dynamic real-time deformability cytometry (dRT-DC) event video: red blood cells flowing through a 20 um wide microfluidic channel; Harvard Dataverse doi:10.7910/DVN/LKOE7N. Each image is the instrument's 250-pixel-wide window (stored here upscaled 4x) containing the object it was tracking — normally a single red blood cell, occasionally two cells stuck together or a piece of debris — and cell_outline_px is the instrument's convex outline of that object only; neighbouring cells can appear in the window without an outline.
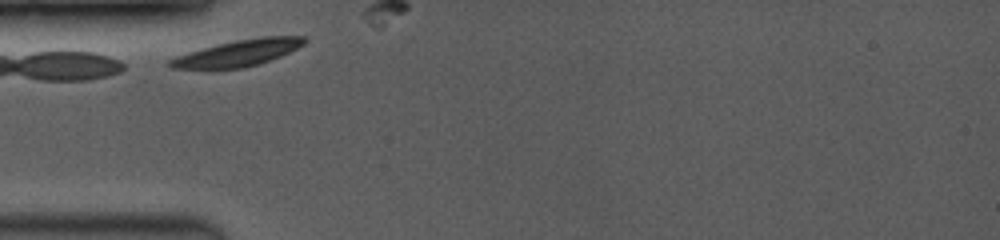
{"species": "common noctule bat (a hibernating species)", "species_latin": "Nyctalus noctula", "temperature_condition": "room temperature", "stored_images_in_passage": 3, "camera_frame_rate_fps": 3500, "um_per_image_px": 0.085, "animal": {"sex": "female", "body_mass_g": 19.0, "forearm_length_mm": 53.3}, "frame": {"image": 1, "passage_image": 1, "time_ms": 0.0, "image_size_px": [1000, 240], "cell_outline_px": [[308, 40], [304, 44], [280, 56], [244, 68], [212, 72], [172, 68], [164, 64], [168, 60], [176, 56], [188, 52], [236, 40], [260, 36], [304, 36]], "centroid_in_image_um": [20.1, 4.56], "position_along_channel_um": 64.9, "area_um2": 21.33}}